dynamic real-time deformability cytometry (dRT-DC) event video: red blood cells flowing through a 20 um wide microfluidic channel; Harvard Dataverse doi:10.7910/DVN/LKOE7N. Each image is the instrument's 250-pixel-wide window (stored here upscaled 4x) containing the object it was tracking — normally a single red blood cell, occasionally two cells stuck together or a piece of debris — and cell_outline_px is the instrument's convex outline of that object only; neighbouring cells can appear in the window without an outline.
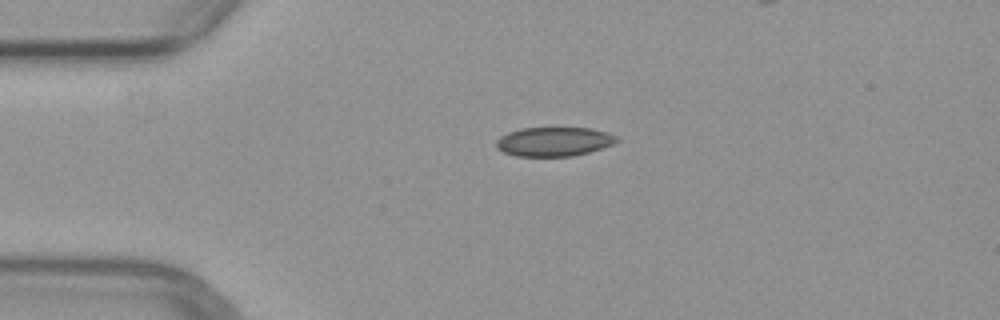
{"species": "common noctule bat (a hibernating species)", "species_latin": "Nyctalus noctula", "temperature_condition": "warm", "stored_images_in_passage": 2, "camera_frame_rate_fps": 3000, "um_per_image_px": 0.085, "animal": {"sex": "female", "body_mass_g": 29.2, "forearm_length_mm": 56.3}, "frame": {"image": 1, "passage_image": 1, "time_ms": 0.0, "image_size_px": [1000, 320], "cell_outline_px": [[620, 140], [612, 144], [588, 152], [572, 156], [516, 156], [504, 152], [496, 148], [496, 140], [500, 136], [508, 132], [520, 128], [588, 128], [608, 132], [620, 136]], "centroid_in_image_um": [47.09, 12.03], "position_along_channel_um": 37.9, "area_um2": 20.52}}